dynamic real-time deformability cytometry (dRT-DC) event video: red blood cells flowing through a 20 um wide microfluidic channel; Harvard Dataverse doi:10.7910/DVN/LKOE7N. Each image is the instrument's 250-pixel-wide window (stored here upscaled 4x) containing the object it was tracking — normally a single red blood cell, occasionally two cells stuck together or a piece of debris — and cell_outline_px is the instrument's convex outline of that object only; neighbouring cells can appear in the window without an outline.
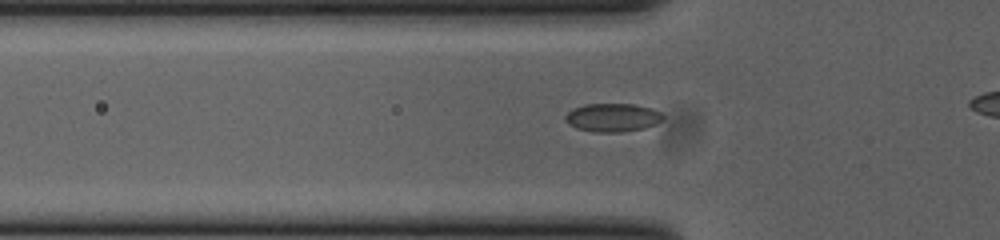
{"species": "common noctule bat (a hibernating species)", "species_latin": "Nyctalus noctula", "temperature_condition": "cold", "stored_images_in_passage": 32, "camera_frame_rate_fps": 3000, "um_per_image_px": 0.085, "animal": {"sex": "female", "body_mass_g": 23.0, "forearm_length_mm": 53.4}, "frame": {"image": 1, "passage_image": 7, "time_ms": 2.0, "image_size_px": [1000, 240], "cell_outline_px": [[664, 116], [656, 124], [644, 128], [620, 132], [596, 132], [576, 128], [568, 124], [564, 120], [564, 116], [572, 108], [584, 104], [636, 104], [652, 108], [660, 112]], "centroid_in_image_um": [52.04, 9.98], "position_along_channel_um": 73.8, "area_um2": 16.24}}
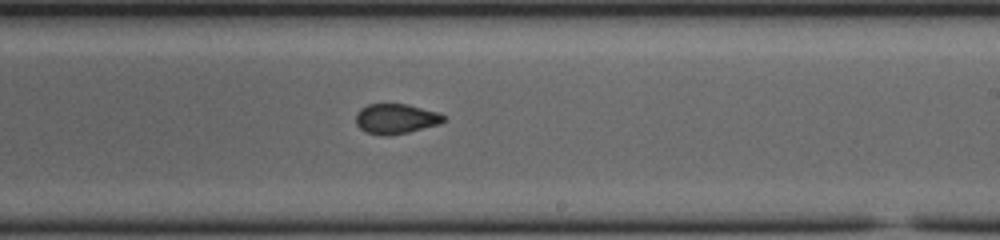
{"frame": {"image": 2, "passage_image": 21, "time_ms": 6.667, "image_size_px": [1000, 240], "cell_outline_px": [[444, 120], [436, 124], [408, 132], [388, 136], [384, 136], [368, 132], [360, 128], [356, 124], [356, 112], [360, 108], [368, 104], [408, 104], [440, 112], [444, 116]], "centroid_in_image_um": [33.62, 10.08], "position_along_channel_um": 255.4, "area_um2": 15.26}}
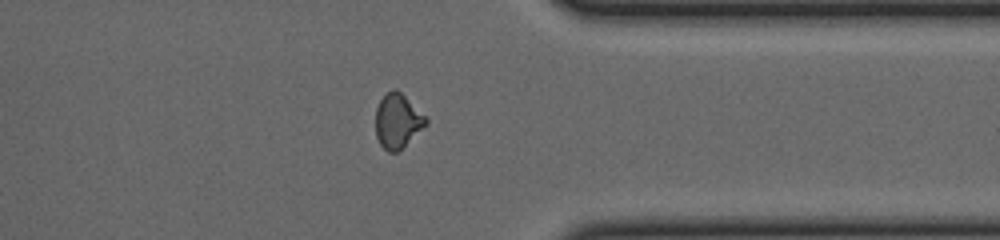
{"frame": {"image": 3, "passage_image": 31, "time_ms": 10.0, "image_size_px": [1000, 240], "cell_outline_px": [[428, 124], [396, 152], [388, 152], [380, 144], [376, 136], [376, 108], [380, 100], [392, 88], [396, 88], [428, 120]], "centroid_in_image_um": [33.77, 10.28], "position_along_channel_um": 377.6, "area_um2": 15.55}}